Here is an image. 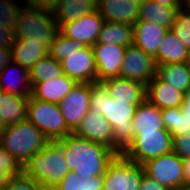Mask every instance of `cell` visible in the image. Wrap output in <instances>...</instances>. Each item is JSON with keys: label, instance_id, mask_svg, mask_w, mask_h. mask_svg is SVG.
Segmentation results:
<instances>
[{"label": "cell", "instance_id": "ac0fdd59", "mask_svg": "<svg viewBox=\"0 0 190 190\" xmlns=\"http://www.w3.org/2000/svg\"><path fill=\"white\" fill-rule=\"evenodd\" d=\"M183 98L184 92L162 81L157 75L146 85V99L161 110L180 107Z\"/></svg>", "mask_w": 190, "mask_h": 190}, {"label": "cell", "instance_id": "60d3db41", "mask_svg": "<svg viewBox=\"0 0 190 190\" xmlns=\"http://www.w3.org/2000/svg\"><path fill=\"white\" fill-rule=\"evenodd\" d=\"M140 190H170L166 186L149 177L146 173L143 175Z\"/></svg>", "mask_w": 190, "mask_h": 190}, {"label": "cell", "instance_id": "2e32d148", "mask_svg": "<svg viewBox=\"0 0 190 190\" xmlns=\"http://www.w3.org/2000/svg\"><path fill=\"white\" fill-rule=\"evenodd\" d=\"M96 10L104 21L134 25L139 16V4L129 0H97Z\"/></svg>", "mask_w": 190, "mask_h": 190}, {"label": "cell", "instance_id": "7c38bea8", "mask_svg": "<svg viewBox=\"0 0 190 190\" xmlns=\"http://www.w3.org/2000/svg\"><path fill=\"white\" fill-rule=\"evenodd\" d=\"M60 62L63 74L76 83L97 82V69L91 46L69 53Z\"/></svg>", "mask_w": 190, "mask_h": 190}, {"label": "cell", "instance_id": "52a82bcc", "mask_svg": "<svg viewBox=\"0 0 190 190\" xmlns=\"http://www.w3.org/2000/svg\"><path fill=\"white\" fill-rule=\"evenodd\" d=\"M173 138L166 129L136 133L131 145L122 154L126 159L143 165L148 160L172 152Z\"/></svg>", "mask_w": 190, "mask_h": 190}, {"label": "cell", "instance_id": "b9f144b4", "mask_svg": "<svg viewBox=\"0 0 190 190\" xmlns=\"http://www.w3.org/2000/svg\"><path fill=\"white\" fill-rule=\"evenodd\" d=\"M12 61L11 48L0 47V71Z\"/></svg>", "mask_w": 190, "mask_h": 190}, {"label": "cell", "instance_id": "e0dca14e", "mask_svg": "<svg viewBox=\"0 0 190 190\" xmlns=\"http://www.w3.org/2000/svg\"><path fill=\"white\" fill-rule=\"evenodd\" d=\"M0 91L19 96H31L32 85L29 70L14 61L9 62L0 71Z\"/></svg>", "mask_w": 190, "mask_h": 190}, {"label": "cell", "instance_id": "ab89813d", "mask_svg": "<svg viewBox=\"0 0 190 190\" xmlns=\"http://www.w3.org/2000/svg\"><path fill=\"white\" fill-rule=\"evenodd\" d=\"M61 0H25V5L44 10L54 11Z\"/></svg>", "mask_w": 190, "mask_h": 190}, {"label": "cell", "instance_id": "4dcf8cb0", "mask_svg": "<svg viewBox=\"0 0 190 190\" xmlns=\"http://www.w3.org/2000/svg\"><path fill=\"white\" fill-rule=\"evenodd\" d=\"M29 75L33 88L37 83L63 75L61 62L47 55L34 64L29 70Z\"/></svg>", "mask_w": 190, "mask_h": 190}, {"label": "cell", "instance_id": "7a4b0ae2", "mask_svg": "<svg viewBox=\"0 0 190 190\" xmlns=\"http://www.w3.org/2000/svg\"><path fill=\"white\" fill-rule=\"evenodd\" d=\"M64 150L70 171L79 176H101L118 155L103 143L78 137L74 133L55 140Z\"/></svg>", "mask_w": 190, "mask_h": 190}, {"label": "cell", "instance_id": "7dc6e473", "mask_svg": "<svg viewBox=\"0 0 190 190\" xmlns=\"http://www.w3.org/2000/svg\"><path fill=\"white\" fill-rule=\"evenodd\" d=\"M177 190H190V185H183L181 188Z\"/></svg>", "mask_w": 190, "mask_h": 190}, {"label": "cell", "instance_id": "d6986e66", "mask_svg": "<svg viewBox=\"0 0 190 190\" xmlns=\"http://www.w3.org/2000/svg\"><path fill=\"white\" fill-rule=\"evenodd\" d=\"M102 83L106 86L109 96L115 100L128 101L136 106L146 100V86L140 82L115 77Z\"/></svg>", "mask_w": 190, "mask_h": 190}, {"label": "cell", "instance_id": "3957f363", "mask_svg": "<svg viewBox=\"0 0 190 190\" xmlns=\"http://www.w3.org/2000/svg\"><path fill=\"white\" fill-rule=\"evenodd\" d=\"M69 171L64 150L56 141H50L23 166V172L43 190L55 189Z\"/></svg>", "mask_w": 190, "mask_h": 190}, {"label": "cell", "instance_id": "30bf717a", "mask_svg": "<svg viewBox=\"0 0 190 190\" xmlns=\"http://www.w3.org/2000/svg\"><path fill=\"white\" fill-rule=\"evenodd\" d=\"M155 75L154 58L134 44L128 46L121 64L120 77L140 82L146 86Z\"/></svg>", "mask_w": 190, "mask_h": 190}, {"label": "cell", "instance_id": "277c9868", "mask_svg": "<svg viewBox=\"0 0 190 190\" xmlns=\"http://www.w3.org/2000/svg\"><path fill=\"white\" fill-rule=\"evenodd\" d=\"M49 142L50 140L27 119L6 126L0 134V145L22 166Z\"/></svg>", "mask_w": 190, "mask_h": 190}, {"label": "cell", "instance_id": "f6af8a7d", "mask_svg": "<svg viewBox=\"0 0 190 190\" xmlns=\"http://www.w3.org/2000/svg\"><path fill=\"white\" fill-rule=\"evenodd\" d=\"M153 1L169 7H183L185 5L184 0H153Z\"/></svg>", "mask_w": 190, "mask_h": 190}, {"label": "cell", "instance_id": "8d00e7d4", "mask_svg": "<svg viewBox=\"0 0 190 190\" xmlns=\"http://www.w3.org/2000/svg\"><path fill=\"white\" fill-rule=\"evenodd\" d=\"M4 190H43L40 184L36 183L30 176L22 172L12 176Z\"/></svg>", "mask_w": 190, "mask_h": 190}, {"label": "cell", "instance_id": "681fc988", "mask_svg": "<svg viewBox=\"0 0 190 190\" xmlns=\"http://www.w3.org/2000/svg\"><path fill=\"white\" fill-rule=\"evenodd\" d=\"M185 6L190 9V1Z\"/></svg>", "mask_w": 190, "mask_h": 190}, {"label": "cell", "instance_id": "7bdbcfd3", "mask_svg": "<svg viewBox=\"0 0 190 190\" xmlns=\"http://www.w3.org/2000/svg\"><path fill=\"white\" fill-rule=\"evenodd\" d=\"M180 109L182 113L190 114V88L184 92V98Z\"/></svg>", "mask_w": 190, "mask_h": 190}, {"label": "cell", "instance_id": "83f0119b", "mask_svg": "<svg viewBox=\"0 0 190 190\" xmlns=\"http://www.w3.org/2000/svg\"><path fill=\"white\" fill-rule=\"evenodd\" d=\"M98 43L128 47L134 44L133 25L104 21L97 39Z\"/></svg>", "mask_w": 190, "mask_h": 190}, {"label": "cell", "instance_id": "9a60e30c", "mask_svg": "<svg viewBox=\"0 0 190 190\" xmlns=\"http://www.w3.org/2000/svg\"><path fill=\"white\" fill-rule=\"evenodd\" d=\"M73 133L78 137L103 143L113 150V128L102 114L89 110Z\"/></svg>", "mask_w": 190, "mask_h": 190}, {"label": "cell", "instance_id": "603a6c76", "mask_svg": "<svg viewBox=\"0 0 190 190\" xmlns=\"http://www.w3.org/2000/svg\"><path fill=\"white\" fill-rule=\"evenodd\" d=\"M29 97L0 91V114L5 126L26 120Z\"/></svg>", "mask_w": 190, "mask_h": 190}, {"label": "cell", "instance_id": "6da1fadb", "mask_svg": "<svg viewBox=\"0 0 190 190\" xmlns=\"http://www.w3.org/2000/svg\"><path fill=\"white\" fill-rule=\"evenodd\" d=\"M137 106L115 100L102 82L90 83V110L102 114L113 128V151L123 154L134 138L133 117Z\"/></svg>", "mask_w": 190, "mask_h": 190}, {"label": "cell", "instance_id": "f35d334b", "mask_svg": "<svg viewBox=\"0 0 190 190\" xmlns=\"http://www.w3.org/2000/svg\"><path fill=\"white\" fill-rule=\"evenodd\" d=\"M15 40L16 33L14 29L8 28L4 26V24H0V47L11 48Z\"/></svg>", "mask_w": 190, "mask_h": 190}, {"label": "cell", "instance_id": "f546056e", "mask_svg": "<svg viewBox=\"0 0 190 190\" xmlns=\"http://www.w3.org/2000/svg\"><path fill=\"white\" fill-rule=\"evenodd\" d=\"M104 175L79 176L69 171L53 190H103Z\"/></svg>", "mask_w": 190, "mask_h": 190}, {"label": "cell", "instance_id": "836d02e7", "mask_svg": "<svg viewBox=\"0 0 190 190\" xmlns=\"http://www.w3.org/2000/svg\"><path fill=\"white\" fill-rule=\"evenodd\" d=\"M23 172V166L0 145V188H5L12 176Z\"/></svg>", "mask_w": 190, "mask_h": 190}, {"label": "cell", "instance_id": "1f68e13d", "mask_svg": "<svg viewBox=\"0 0 190 190\" xmlns=\"http://www.w3.org/2000/svg\"><path fill=\"white\" fill-rule=\"evenodd\" d=\"M164 127L172 138L190 135V114L182 113L180 107L161 110Z\"/></svg>", "mask_w": 190, "mask_h": 190}, {"label": "cell", "instance_id": "8fae6325", "mask_svg": "<svg viewBox=\"0 0 190 190\" xmlns=\"http://www.w3.org/2000/svg\"><path fill=\"white\" fill-rule=\"evenodd\" d=\"M58 107L68 128L74 132L90 110V83H76Z\"/></svg>", "mask_w": 190, "mask_h": 190}, {"label": "cell", "instance_id": "d4e9b609", "mask_svg": "<svg viewBox=\"0 0 190 190\" xmlns=\"http://www.w3.org/2000/svg\"><path fill=\"white\" fill-rule=\"evenodd\" d=\"M12 61L30 70L41 58L48 55V48L39 42L16 38L11 46Z\"/></svg>", "mask_w": 190, "mask_h": 190}, {"label": "cell", "instance_id": "cb8c5ba5", "mask_svg": "<svg viewBox=\"0 0 190 190\" xmlns=\"http://www.w3.org/2000/svg\"><path fill=\"white\" fill-rule=\"evenodd\" d=\"M179 8L182 7H169L153 0H145L139 5L137 21H148L170 29Z\"/></svg>", "mask_w": 190, "mask_h": 190}, {"label": "cell", "instance_id": "ffe728a7", "mask_svg": "<svg viewBox=\"0 0 190 190\" xmlns=\"http://www.w3.org/2000/svg\"><path fill=\"white\" fill-rule=\"evenodd\" d=\"M169 29L148 21H136L133 25L134 45L153 58Z\"/></svg>", "mask_w": 190, "mask_h": 190}, {"label": "cell", "instance_id": "484cf974", "mask_svg": "<svg viewBox=\"0 0 190 190\" xmlns=\"http://www.w3.org/2000/svg\"><path fill=\"white\" fill-rule=\"evenodd\" d=\"M134 136L142 131H159L164 127L161 109L150 103L147 99L139 104L133 117Z\"/></svg>", "mask_w": 190, "mask_h": 190}, {"label": "cell", "instance_id": "ba28073f", "mask_svg": "<svg viewBox=\"0 0 190 190\" xmlns=\"http://www.w3.org/2000/svg\"><path fill=\"white\" fill-rule=\"evenodd\" d=\"M144 174L143 165L118 154L104 174L103 190H140Z\"/></svg>", "mask_w": 190, "mask_h": 190}, {"label": "cell", "instance_id": "9c48e42d", "mask_svg": "<svg viewBox=\"0 0 190 190\" xmlns=\"http://www.w3.org/2000/svg\"><path fill=\"white\" fill-rule=\"evenodd\" d=\"M145 173L170 190L184 185L183 161L176 153L161 155L143 164Z\"/></svg>", "mask_w": 190, "mask_h": 190}, {"label": "cell", "instance_id": "7402d4cb", "mask_svg": "<svg viewBox=\"0 0 190 190\" xmlns=\"http://www.w3.org/2000/svg\"><path fill=\"white\" fill-rule=\"evenodd\" d=\"M154 60L156 65L190 62V51L169 29L158 47Z\"/></svg>", "mask_w": 190, "mask_h": 190}, {"label": "cell", "instance_id": "4316f807", "mask_svg": "<svg viewBox=\"0 0 190 190\" xmlns=\"http://www.w3.org/2000/svg\"><path fill=\"white\" fill-rule=\"evenodd\" d=\"M156 75L182 92L190 88V62L156 65Z\"/></svg>", "mask_w": 190, "mask_h": 190}, {"label": "cell", "instance_id": "d590c367", "mask_svg": "<svg viewBox=\"0 0 190 190\" xmlns=\"http://www.w3.org/2000/svg\"><path fill=\"white\" fill-rule=\"evenodd\" d=\"M21 1L22 0H0V24L15 29L18 16L25 5L20 3Z\"/></svg>", "mask_w": 190, "mask_h": 190}, {"label": "cell", "instance_id": "8992f818", "mask_svg": "<svg viewBox=\"0 0 190 190\" xmlns=\"http://www.w3.org/2000/svg\"><path fill=\"white\" fill-rule=\"evenodd\" d=\"M26 119L50 141L61 140L73 132L68 128L58 104L29 97Z\"/></svg>", "mask_w": 190, "mask_h": 190}, {"label": "cell", "instance_id": "f907efd6", "mask_svg": "<svg viewBox=\"0 0 190 190\" xmlns=\"http://www.w3.org/2000/svg\"><path fill=\"white\" fill-rule=\"evenodd\" d=\"M190 0H184V4L186 5Z\"/></svg>", "mask_w": 190, "mask_h": 190}, {"label": "cell", "instance_id": "74e56055", "mask_svg": "<svg viewBox=\"0 0 190 190\" xmlns=\"http://www.w3.org/2000/svg\"><path fill=\"white\" fill-rule=\"evenodd\" d=\"M172 152L182 159L190 157V135L173 137Z\"/></svg>", "mask_w": 190, "mask_h": 190}, {"label": "cell", "instance_id": "e575fe53", "mask_svg": "<svg viewBox=\"0 0 190 190\" xmlns=\"http://www.w3.org/2000/svg\"><path fill=\"white\" fill-rule=\"evenodd\" d=\"M183 45L190 51V9L185 5L179 8L170 28Z\"/></svg>", "mask_w": 190, "mask_h": 190}, {"label": "cell", "instance_id": "c3c4849f", "mask_svg": "<svg viewBox=\"0 0 190 190\" xmlns=\"http://www.w3.org/2000/svg\"><path fill=\"white\" fill-rule=\"evenodd\" d=\"M129 1L136 2V3H138V4L140 5V4L143 3L145 0H129Z\"/></svg>", "mask_w": 190, "mask_h": 190}, {"label": "cell", "instance_id": "bcb514c9", "mask_svg": "<svg viewBox=\"0 0 190 190\" xmlns=\"http://www.w3.org/2000/svg\"><path fill=\"white\" fill-rule=\"evenodd\" d=\"M5 128H6V126L3 122V119H2L1 114H0V134L4 131Z\"/></svg>", "mask_w": 190, "mask_h": 190}, {"label": "cell", "instance_id": "4fadbf2b", "mask_svg": "<svg viewBox=\"0 0 190 190\" xmlns=\"http://www.w3.org/2000/svg\"><path fill=\"white\" fill-rule=\"evenodd\" d=\"M97 69V81L120 77L121 64L127 47L95 43L91 46Z\"/></svg>", "mask_w": 190, "mask_h": 190}, {"label": "cell", "instance_id": "5bb4252c", "mask_svg": "<svg viewBox=\"0 0 190 190\" xmlns=\"http://www.w3.org/2000/svg\"><path fill=\"white\" fill-rule=\"evenodd\" d=\"M103 23L104 19L95 10L79 19L63 23L60 26V33L67 38L82 42L86 46H92L97 43Z\"/></svg>", "mask_w": 190, "mask_h": 190}, {"label": "cell", "instance_id": "d6a6232c", "mask_svg": "<svg viewBox=\"0 0 190 190\" xmlns=\"http://www.w3.org/2000/svg\"><path fill=\"white\" fill-rule=\"evenodd\" d=\"M86 47L82 42L67 38L61 33L53 40L48 48V55L57 61H62L68 54Z\"/></svg>", "mask_w": 190, "mask_h": 190}, {"label": "cell", "instance_id": "ee69618b", "mask_svg": "<svg viewBox=\"0 0 190 190\" xmlns=\"http://www.w3.org/2000/svg\"><path fill=\"white\" fill-rule=\"evenodd\" d=\"M183 161V173H184V185H190V157L182 159Z\"/></svg>", "mask_w": 190, "mask_h": 190}, {"label": "cell", "instance_id": "5b68a950", "mask_svg": "<svg viewBox=\"0 0 190 190\" xmlns=\"http://www.w3.org/2000/svg\"><path fill=\"white\" fill-rule=\"evenodd\" d=\"M14 31L16 38L39 42L49 48L60 33V25L52 11L24 5Z\"/></svg>", "mask_w": 190, "mask_h": 190}, {"label": "cell", "instance_id": "f1b7e54d", "mask_svg": "<svg viewBox=\"0 0 190 190\" xmlns=\"http://www.w3.org/2000/svg\"><path fill=\"white\" fill-rule=\"evenodd\" d=\"M97 0H61L53 11L55 20L63 23L81 18L96 10Z\"/></svg>", "mask_w": 190, "mask_h": 190}, {"label": "cell", "instance_id": "44dd1931", "mask_svg": "<svg viewBox=\"0 0 190 190\" xmlns=\"http://www.w3.org/2000/svg\"><path fill=\"white\" fill-rule=\"evenodd\" d=\"M75 84L74 80L63 74L55 79L37 83L32 88L31 95L42 101L59 104L69 94Z\"/></svg>", "mask_w": 190, "mask_h": 190}]
</instances>
